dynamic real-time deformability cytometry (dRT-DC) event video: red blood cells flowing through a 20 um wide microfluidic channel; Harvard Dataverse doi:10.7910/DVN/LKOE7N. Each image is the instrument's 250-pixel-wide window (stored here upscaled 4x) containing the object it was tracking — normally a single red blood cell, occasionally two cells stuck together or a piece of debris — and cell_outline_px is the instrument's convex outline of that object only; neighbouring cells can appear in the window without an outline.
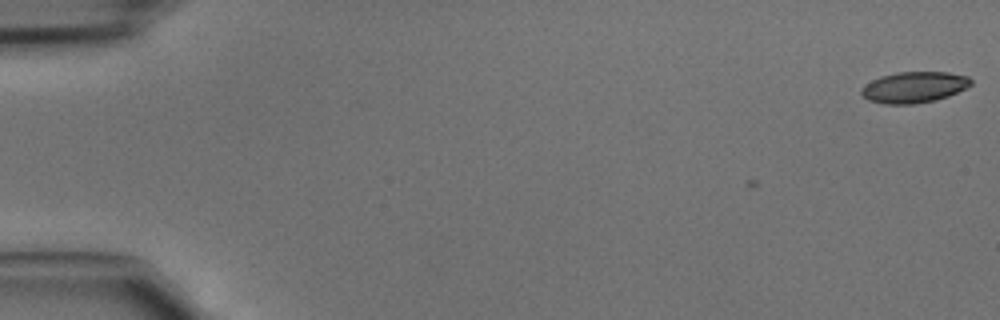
{"species": "common noctule bat (a hibernating species)", "species_latin": "Nyctalus noctula", "temperature_condition": "cold", "stored_images_in_passage": 2, "camera_frame_rate_fps": 3000, "um_per_image_px": 0.085, "animal": {"sex": "male", "body_mass_g": 15.6}, "frame": {"image": 1, "passage_image": 2, "time_ms": 0.333, "image_size_px": [1000, 320], "cell_outline_px": [[972, 84], [948, 96], [936, 100], [912, 104], [884, 104], [868, 100], [860, 92], [860, 88], [872, 80], [880, 76], [896, 72], [948, 72], [968, 76], [972, 80]], "centroid_in_image_um": [77.67, 7.41], "position_along_channel_um": 7.3, "area_um2": 19.83}}